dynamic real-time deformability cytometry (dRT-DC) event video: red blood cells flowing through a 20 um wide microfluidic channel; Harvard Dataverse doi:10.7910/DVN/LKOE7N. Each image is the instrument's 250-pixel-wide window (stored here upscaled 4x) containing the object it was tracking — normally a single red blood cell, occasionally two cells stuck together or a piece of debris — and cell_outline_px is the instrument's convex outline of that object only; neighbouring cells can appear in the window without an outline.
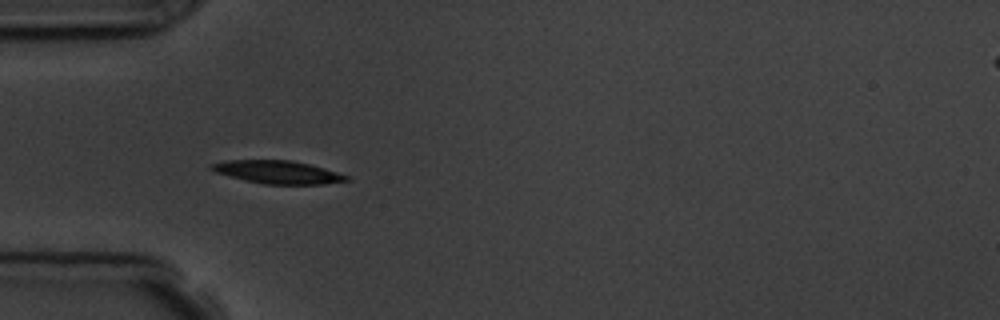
{"species": "common noctule bat (a hibernating species)", "species_latin": "Nyctalus noctula", "temperature_condition": "room temperature", "stored_images_in_passage": 15, "camera_frame_rate_fps": 3000, "um_per_image_px": 0.085, "animal": {"sex": "male", "body_mass_g": 19.5, "forearm_length_mm": 54.6}, "frame": {"image": 1, "passage_image": 5, "time_ms": 4.333, "image_size_px": [1000, 320], "cell_outline_px": [[352, 180], [324, 184], [264, 184], [244, 180], [216, 172], [208, 168], [208, 164], [228, 160], [292, 160], [324, 168], [348, 176]], "centroid_in_image_um": [23.59, 14.63], "position_along_channel_um": 61.4, "area_um2": 18.03}}
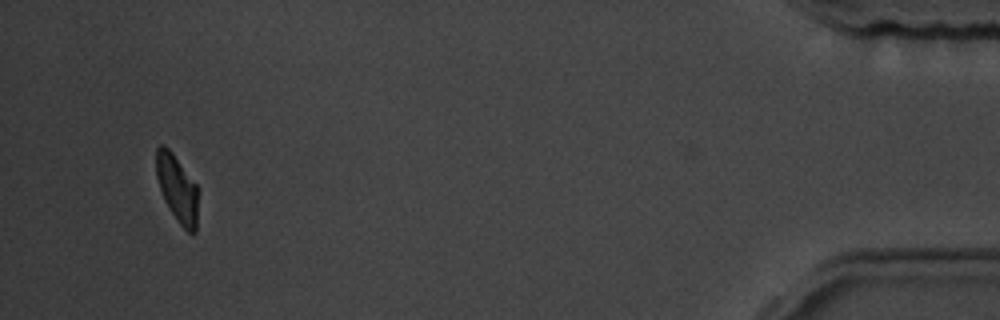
{"frame": {"image": 2, "passage_image": 15, "time_ms": 16.0, "image_size_px": [1000, 320], "cell_outline_px": [[196, 232], [188, 232], [176, 220], [164, 200], [156, 176], [156, 148], [160, 144], [164, 144], [172, 152], [196, 184]], "centroid_in_image_um": [15.02, 15.98], "position_along_channel_um": 420.2, "area_um2": 16.01}, "authors_computed_cell_mechanics": {"area_um2": 17.9758, "velocity_mm_per_s": 3.7613, "shape_relaxation_time_tau1_ms": 2.4129, "shape_relaxation_time_tau2_ms": null, "deformation_change_tau1": 0.1058, "deformation_change_tau2": null}}